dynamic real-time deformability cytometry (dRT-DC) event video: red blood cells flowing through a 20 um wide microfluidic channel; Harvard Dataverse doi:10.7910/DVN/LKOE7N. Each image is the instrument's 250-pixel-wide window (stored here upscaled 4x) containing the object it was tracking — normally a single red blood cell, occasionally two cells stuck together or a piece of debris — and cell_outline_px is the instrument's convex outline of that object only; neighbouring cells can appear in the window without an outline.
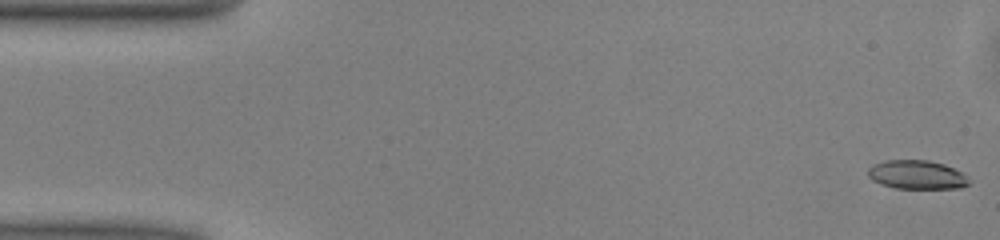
{"species": "common noctule bat (a hibernating species)", "species_latin": "Nyctalus noctula", "temperature_condition": "warm", "stored_images_in_passage": 50, "camera_frame_rate_fps": 3000, "um_per_image_px": 0.085, "animal": {"sex": "male", "body_mass_g": 13.0, "forearm_length_mm": 53.1}, "frame": {"image": 1, "passage_image": 1, "time_ms": 0.0, "image_size_px": [1000, 240], "cell_outline_px": [[972, 180], [968, 184], [960, 188], [896, 188], [880, 184], [872, 180], [868, 176], [868, 168], [872, 164], [884, 160], [928, 160], [944, 164], [964, 172]], "centroid_in_image_um": [77.95, 14.84], "position_along_channel_um": 7.0, "area_um2": 17.22}}
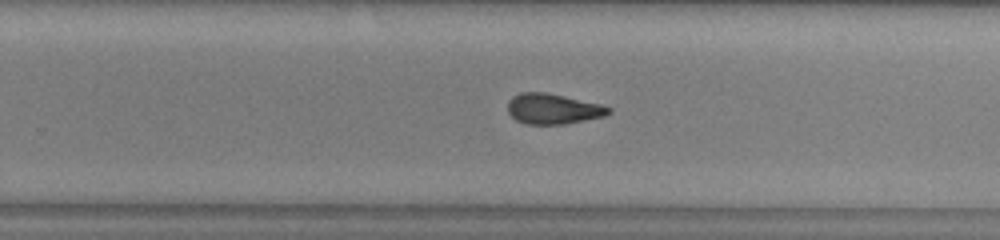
{"frame": {"image": 2, "passage_image": 31, "time_ms": 10.0, "image_size_px": [1000, 240], "cell_outline_px": [[612, 112], [604, 116], [564, 124], [524, 124], [516, 120], [508, 112], [508, 100], [512, 96], [520, 92], [548, 92], [600, 104], [612, 108]], "centroid_in_image_um": [46.99, 9.24], "position_along_channel_um": 282.8, "area_um2": 17.98}}
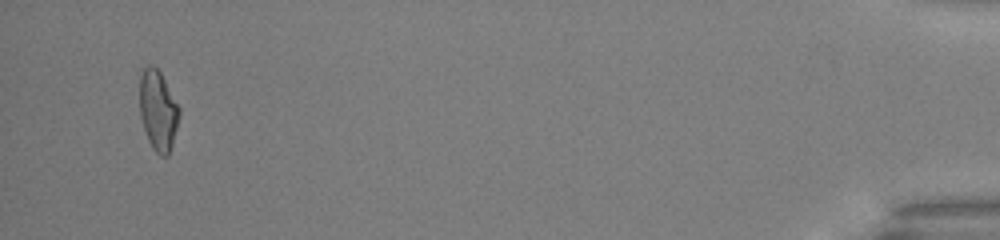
{"frame": {"image": 3, "passage_image": 48, "time_ms": 15.667, "image_size_px": [1000, 240], "cell_outline_px": [[180, 116], [172, 144], [168, 156], [160, 156], [152, 148], [148, 140], [140, 116], [140, 68], [148, 64], [152, 64], [160, 72], [180, 108]], "centroid_in_image_um": [13.42, 9.36], "position_along_channel_um": 421.8, "area_um2": 18.61}, "authors_computed_cell_mechanics": {"area_um2": 18.2648, "velocity_mm_per_s": 4.0685, "shape_relaxation_time_tau1_ms": 5.2373, "shape_relaxation_time_tau2_ms": 2.8216, "deformation_change_tau1": 0.1677, "deformation_change_tau2": 0.1122}}